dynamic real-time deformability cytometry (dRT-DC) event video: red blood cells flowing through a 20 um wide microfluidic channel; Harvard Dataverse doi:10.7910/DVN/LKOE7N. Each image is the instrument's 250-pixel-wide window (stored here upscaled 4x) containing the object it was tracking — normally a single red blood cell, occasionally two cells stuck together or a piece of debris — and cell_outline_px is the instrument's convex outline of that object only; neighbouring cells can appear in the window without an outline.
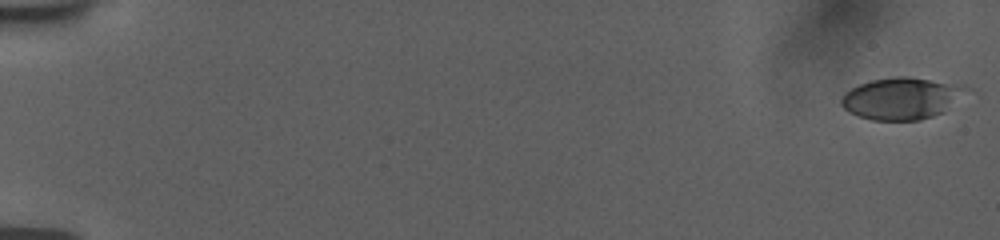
{"species": "human", "species_latin": "Homo sapiens", "temperature_condition": "room temperature", "stored_images_in_passage": 56, "camera_frame_rate_fps": 3000, "um_per_image_px": 0.085, "donor": {"sex": "female"}, "frame": {"image": 1, "passage_image": 1, "time_ms": 0.0, "image_size_px": [1000, 240], "cell_outline_px": [[972, 92], [944, 112], [920, 120], [872, 120], [848, 112], [840, 104], [840, 100], [844, 92], [860, 84], [872, 80], [896, 76], [908, 76], [964, 84], [972, 88]], "centroid_in_image_um": [76.74, 8.34], "position_along_channel_um": 8.3, "area_um2": 31.21}}
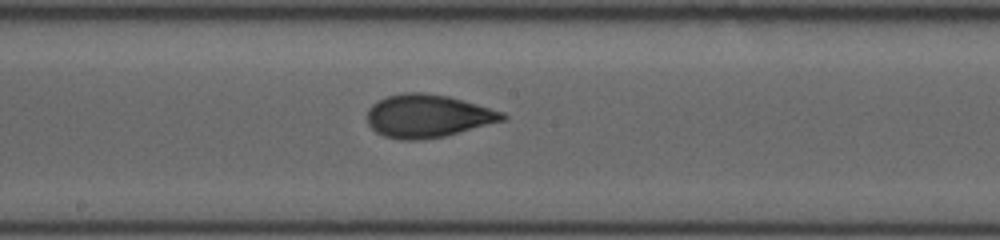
{"frame": {"image": 2, "passage_image": 32, "time_ms": 10.333, "image_size_px": [1000, 240], "cell_outline_px": [[508, 116], [504, 120], [444, 136], [420, 140], [400, 140], [384, 136], [376, 132], [368, 124], [364, 116], [368, 108], [372, 104], [388, 96], [404, 92], [424, 92], [448, 96], [504, 112]], "centroid_in_image_um": [36.3, 9.86], "position_along_channel_um": 211.9, "area_um2": 33.93}}
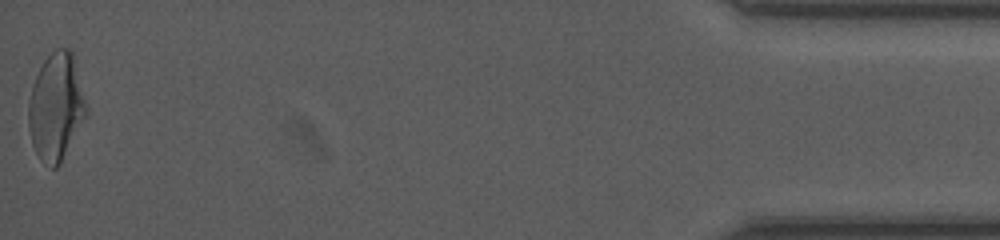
{"frame": {"image": 3, "passage_image": 56, "time_ms": 18.333, "image_size_px": [1000, 240], "cell_outline_px": [[88, 116], [60, 164], [56, 168], [52, 168], [40, 160], [32, 144], [28, 128], [28, 104], [32, 88], [36, 76], [44, 60], [56, 48], [68, 48], [72, 52], [88, 108]], "centroid_in_image_um": [4.78, 9.13], "position_along_channel_um": 430.4, "area_um2": 36.3}, "authors_computed_cell_mechanics": {"area_um2": 33.2061, "velocity_mm_per_s": 3.7775, "shape_relaxation_time_tau1_ms": 4.4667, "shape_relaxation_time_tau2_ms": 1.2926, "deformation_change_tau1": 0.1572, "deformation_change_tau2": 0.0695}}